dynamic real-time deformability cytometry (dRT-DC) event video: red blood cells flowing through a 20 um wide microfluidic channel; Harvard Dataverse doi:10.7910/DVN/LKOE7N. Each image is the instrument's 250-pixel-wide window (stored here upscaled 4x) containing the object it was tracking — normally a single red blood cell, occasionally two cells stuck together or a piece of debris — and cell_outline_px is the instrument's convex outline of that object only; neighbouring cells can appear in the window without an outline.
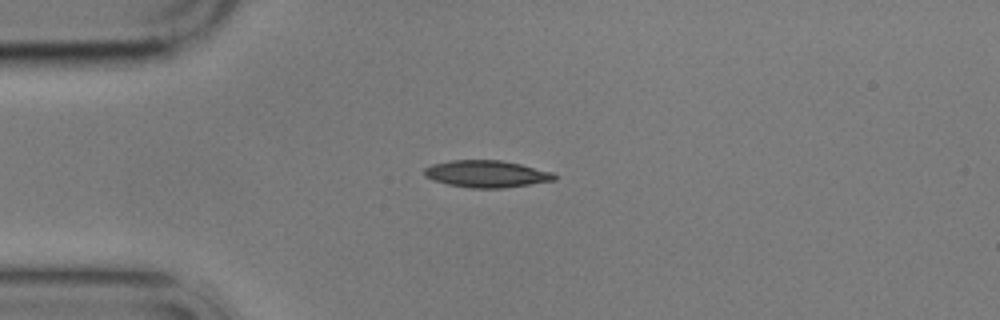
{"species": "common noctule bat (a hibernating species)", "species_latin": "Nyctalus noctula", "temperature_condition": "cold", "stored_images_in_passage": 1, "camera_frame_rate_fps": 3000, "um_per_image_px": 0.085, "animal": {"sex": "male", "body_mass_g": 17.9}, "frame": {"image": 1, "passage_image": 1, "time_ms": 0.0, "image_size_px": [1000, 320], "cell_outline_px": [[556, 180], [504, 188], [472, 188], [448, 184], [424, 176], [424, 168], [432, 164], [448, 160], [500, 160], [520, 164], [556, 172]], "centroid_in_image_um": [41.39, 14.77], "position_along_channel_um": 43.6, "area_um2": 20.52}}